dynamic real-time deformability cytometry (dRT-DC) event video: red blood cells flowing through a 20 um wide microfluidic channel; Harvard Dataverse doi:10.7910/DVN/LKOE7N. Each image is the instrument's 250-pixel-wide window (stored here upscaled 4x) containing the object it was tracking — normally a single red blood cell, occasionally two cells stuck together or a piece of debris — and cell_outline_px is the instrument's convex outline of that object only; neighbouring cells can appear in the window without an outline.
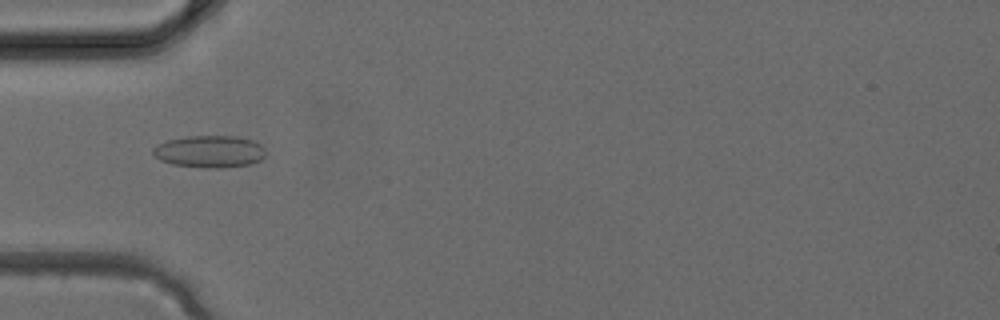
{"species": "common noctule bat (a hibernating species)", "species_latin": "Nyctalus noctula", "temperature_condition": "cold", "stored_images_in_passage": 3, "camera_frame_rate_fps": 3000, "um_per_image_px": 0.085, "animal": {"sex": "female", "body_mass_g": 24.6, "forearm_length_mm": 56.2}, "frame": {"image": 1, "passage_image": 3, "time_ms": 0.667, "image_size_px": [1000, 320], "cell_outline_px": [[264, 156], [260, 160], [248, 164], [220, 168], [208, 168], [172, 164], [160, 160], [152, 152], [152, 148], [168, 140], [188, 136], [236, 136], [252, 140], [260, 144], [264, 148]], "centroid_in_image_um": [17.81, 12.88], "position_along_channel_um": 67.2, "area_um2": 20.87}}